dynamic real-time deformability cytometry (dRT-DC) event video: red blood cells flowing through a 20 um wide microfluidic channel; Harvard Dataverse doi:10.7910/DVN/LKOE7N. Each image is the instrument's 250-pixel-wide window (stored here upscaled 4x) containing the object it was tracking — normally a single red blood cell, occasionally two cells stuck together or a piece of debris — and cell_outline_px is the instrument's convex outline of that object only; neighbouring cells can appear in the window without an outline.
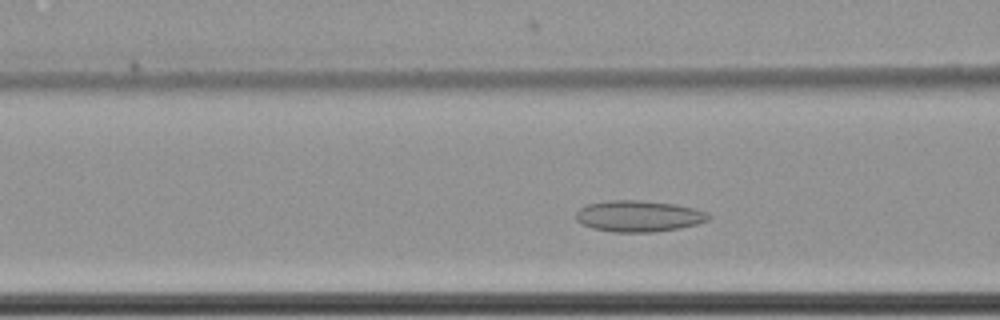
{"species": "common noctule bat (a hibernating species)", "species_latin": "Nyctalus noctula", "temperature_condition": "cold", "stored_images_in_passage": 42, "camera_frame_rate_fps": 3000, "um_per_image_px": 0.085, "animal": {"sex": "female", "body_mass_g": 22.7, "forearm_length_mm": 54.2}, "frame": {"image": 1, "passage_image": 13, "time_ms": 4.0, "image_size_px": [1000, 320], "cell_outline_px": [[712, 216], [708, 220], [696, 224], [680, 228], [652, 232], [612, 232], [592, 228], [576, 220], [576, 212], [580, 208], [588, 204], [608, 200], [640, 200], [676, 204], [696, 208], [708, 212]], "centroid_in_image_um": [54.32, 18.36], "position_along_channel_um": 112.3, "area_um2": 24.28}}
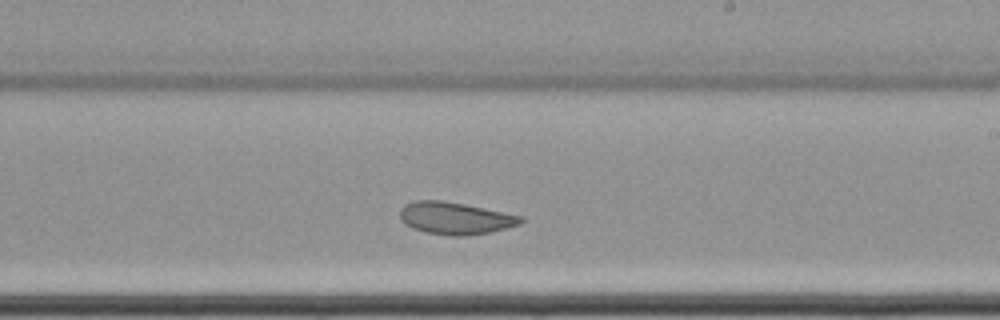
{"frame": {"image": 2, "passage_image": 25, "time_ms": 8.0, "image_size_px": [1000, 320], "cell_outline_px": [[524, 220], [520, 224], [488, 232], [464, 236], [452, 236], [424, 232], [412, 228], [400, 216], [400, 208], [404, 204], [412, 200], [440, 200], [464, 204], [524, 216]], "centroid_in_image_um": [38.69, 18.53], "position_along_channel_um": 250.3, "area_um2": 22.54}}
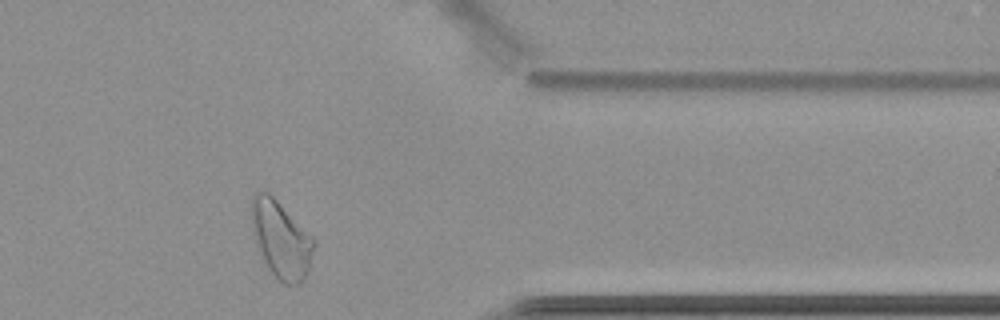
{"frame": {"image": 3, "passage_image": 38, "time_ms": 12.333, "image_size_px": [1000, 320], "cell_outline_px": [[316, 244], [308, 272], [296, 284], [284, 284], [276, 280], [268, 268], [256, 244], [248, 208], [252, 196], [256, 192], [268, 192], [316, 240]], "centroid_in_image_um": [23.86, 20.34], "position_along_channel_um": 387.5, "area_um2": 28.03}, "authors_computed_cell_mechanics": {"area_um2": 24.1026, "velocity_mm_per_s": 3.4542, "shape_relaxation_time_tau1_ms": null, "shape_relaxation_time_tau2_ms": 3.4913, "deformation_change_tau1": null, "deformation_change_tau2": 0.0955}}